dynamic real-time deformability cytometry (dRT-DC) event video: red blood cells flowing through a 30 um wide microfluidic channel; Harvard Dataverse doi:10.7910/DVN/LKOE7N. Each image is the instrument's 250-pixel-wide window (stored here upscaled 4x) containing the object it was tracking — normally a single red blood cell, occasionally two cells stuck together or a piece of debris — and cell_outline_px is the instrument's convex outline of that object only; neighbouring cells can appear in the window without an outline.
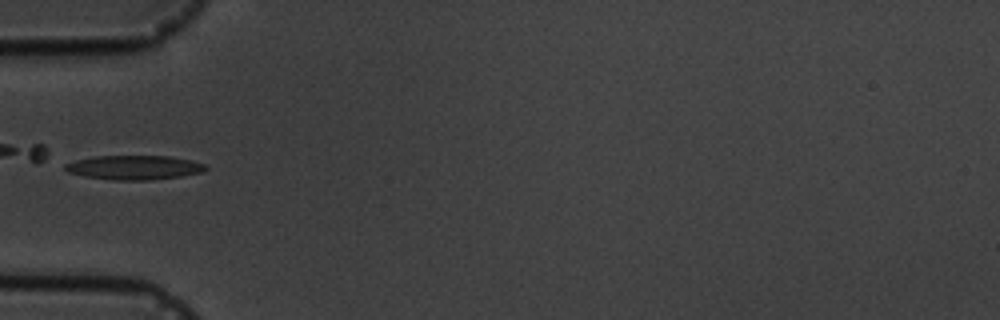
{"species": "common noctule bat (a hibernating species)", "species_latin": "Nyctalus noctula", "temperature_condition": "cold", "stored_images_in_passage": 8, "camera_frame_rate_fps": 3000, "um_per_image_px": 0.085, "animal": {"sex": "male", "body_mass_g": 19.5, "forearm_length_mm": 54.6}, "frame": {"image": 1, "passage_image": 5, "time_ms": 5.0, "image_size_px": [1000, 320], "cell_outline_px": [[208, 168], [204, 172], [180, 176], [148, 180], [112, 180], [84, 176], [68, 172], [64, 168], [64, 164], [76, 160], [92, 156], [168, 156], [192, 160], [204, 164]], "centroid_in_image_um": [11.4, 14.23], "position_along_channel_um": 73.6, "area_um2": 19.88}}
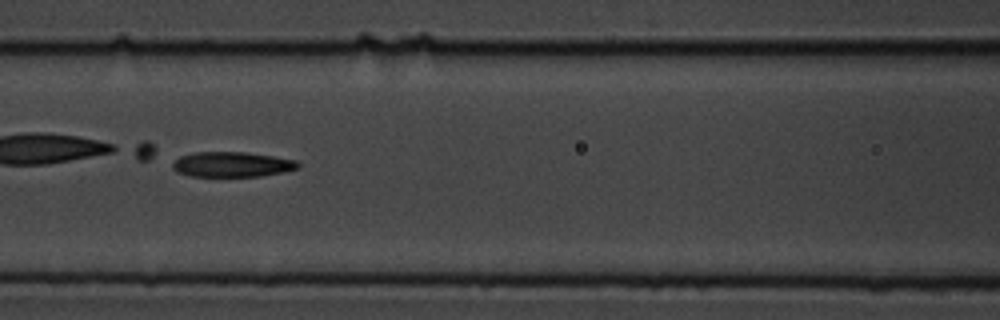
{"frame": {"image": 2, "passage_image": 7, "time_ms": 7.0, "image_size_px": [1000, 320], "cell_outline_px": [[300, 164], [296, 168], [280, 172], [260, 176], [188, 176], [176, 172], [172, 168], [172, 164], [180, 156], [196, 152], [244, 152], [272, 156], [296, 160]], "centroid_in_image_um": [19.66, 13.97], "position_along_channel_um": 146.9, "area_um2": 18.15}}
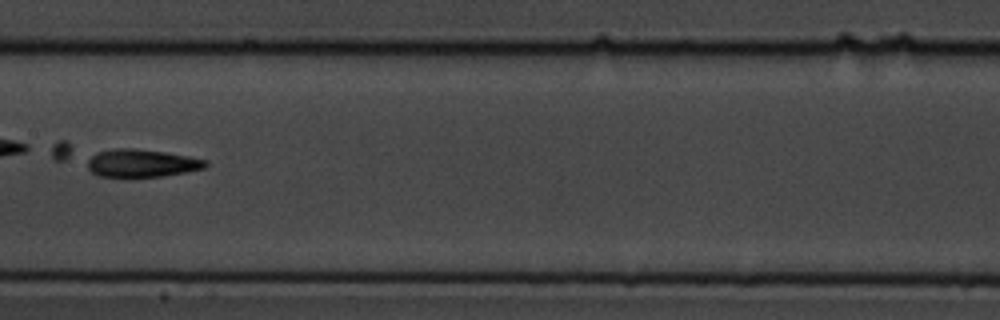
{"frame": {"image": 3, "passage_image": 8, "time_ms": 8.333, "image_size_px": [1000, 320], "cell_outline_px": [[208, 164], [204, 168], [164, 176], [124, 180], [96, 176], [88, 168], [88, 156], [96, 152], [116, 148], [136, 148], [164, 152], [188, 156], [208, 160]], "centroid_in_image_um": [11.96, 13.91], "position_along_channel_um": 195.4, "area_um2": 20.06}}